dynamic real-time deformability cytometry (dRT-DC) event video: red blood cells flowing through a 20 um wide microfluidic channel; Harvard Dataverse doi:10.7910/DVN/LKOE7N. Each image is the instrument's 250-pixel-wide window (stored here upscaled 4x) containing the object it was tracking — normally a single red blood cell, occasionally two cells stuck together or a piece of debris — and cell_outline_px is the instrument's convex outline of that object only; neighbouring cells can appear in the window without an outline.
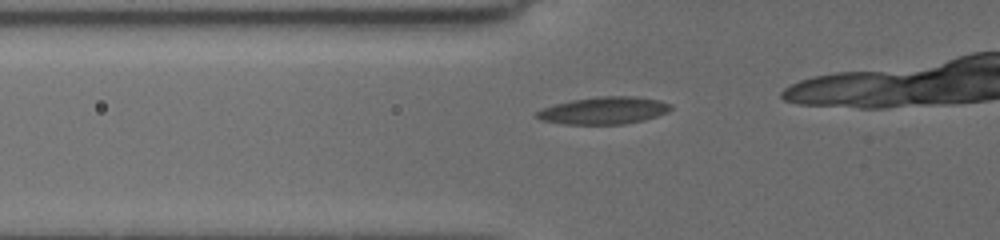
{"species": "common noctule bat (a hibernating species)", "species_latin": "Nyctalus noctula", "temperature_condition": "cold", "stored_images_in_passage": 23, "camera_frame_rate_fps": 3000, "um_per_image_px": 0.085, "animal": {"sex": "female", "body_mass_g": 19.5, "forearm_length_mm": 54.1}, "frame": {"image": 1, "passage_image": 16, "time_ms": 4.333, "image_size_px": [1000, 240], "cell_outline_px": [[672, 108], [668, 112], [644, 120], [624, 124], [564, 124], [540, 120], [536, 116], [536, 112], [540, 108], [572, 100], [596, 96], [636, 96], [660, 100], [672, 104]], "centroid_in_image_um": [51.34, 9.39], "position_along_channel_um": 74.5, "area_um2": 21.44}}
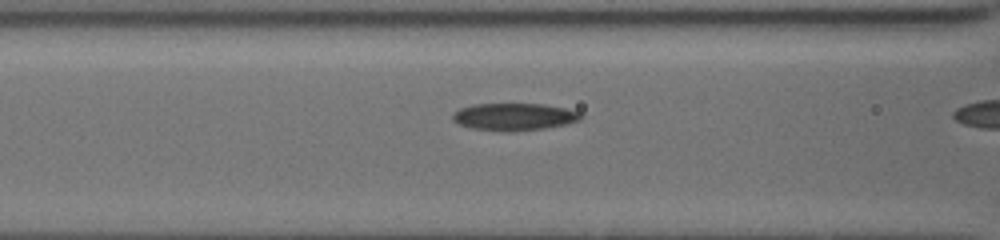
{"frame": {"image": 2, "passage_image": 20, "time_ms": 5.667, "image_size_px": [1000, 240], "cell_outline_px": [[584, 116], [580, 120], [568, 124], [544, 128], [472, 128], [460, 124], [452, 120], [452, 112], [460, 108], [472, 104], [544, 104], [564, 108], [580, 112]], "centroid_in_image_um": [43.73, 9.86], "position_along_channel_um": 122.9, "area_um2": 19.42}}